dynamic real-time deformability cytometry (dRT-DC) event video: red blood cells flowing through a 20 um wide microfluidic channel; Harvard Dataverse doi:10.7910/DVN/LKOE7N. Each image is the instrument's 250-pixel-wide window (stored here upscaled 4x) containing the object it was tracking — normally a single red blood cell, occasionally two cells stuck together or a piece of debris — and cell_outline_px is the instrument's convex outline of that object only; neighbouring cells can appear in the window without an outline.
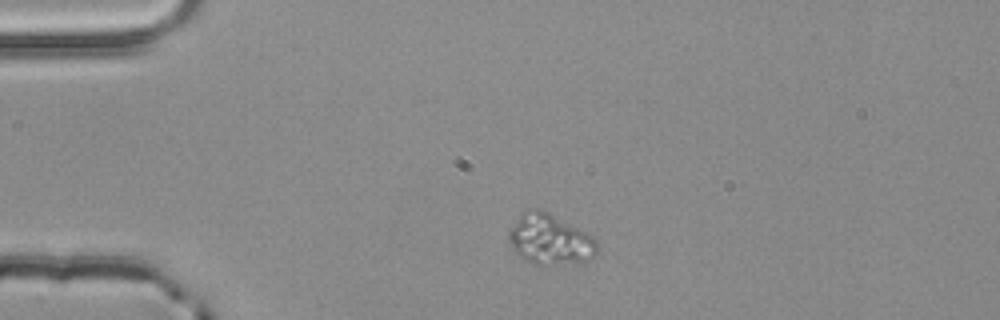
{"species": "common noctule bat (a hibernating species)", "species_latin": "Nyctalus noctula", "temperature_condition": "room temperature", "stored_images_in_passage": 2, "camera_frame_rate_fps": 3000, "um_per_image_px": 0.085, "animal": {"sex": "male", "body_mass_g": 20.4}, "frame": {"image": 1, "passage_image": 1, "time_ms": 0.0, "image_size_px": [1000, 320], "cell_outline_px": [[596, 252], [592, 256], [584, 260], [556, 264], [536, 264], [520, 256], [516, 252], [508, 240], [508, 232], [520, 212], [528, 208], [536, 208], [548, 212], [592, 236], [596, 244]], "centroid_in_image_um": [46.67, 20.31], "position_along_channel_um": 38.3, "area_um2": 25.26}}